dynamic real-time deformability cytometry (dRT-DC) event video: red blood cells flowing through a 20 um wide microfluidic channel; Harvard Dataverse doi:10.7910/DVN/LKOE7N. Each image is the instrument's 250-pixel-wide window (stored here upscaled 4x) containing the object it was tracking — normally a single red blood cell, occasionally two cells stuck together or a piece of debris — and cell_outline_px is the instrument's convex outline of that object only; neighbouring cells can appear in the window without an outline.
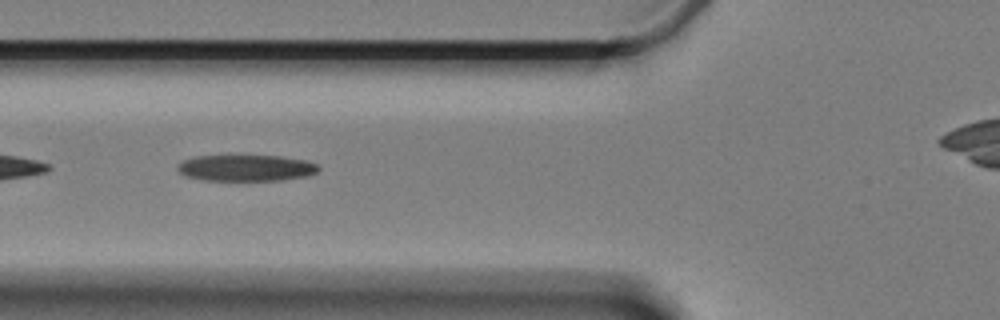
{"species": "Egyptian fruit bat (a non-hibernating species)", "species_latin": "Rousettus aegyptiacus", "temperature_condition": "cold", "stored_images_in_passage": 17, "camera_frame_rate_fps": 3000, "um_per_image_px": 0.085, "animal": {"sex": "female"}, "frame": {"image": 1, "passage_image": 8, "time_ms": 2.333, "image_size_px": [1000, 320], "cell_outline_px": [[320, 168], [316, 172], [308, 176], [284, 180], [204, 180], [184, 176], [176, 168], [184, 160], [196, 156], [280, 156], [304, 160], [316, 164]], "centroid_in_image_um": [20.92, 14.28], "position_along_channel_um": 104.9, "area_um2": 21.44}}
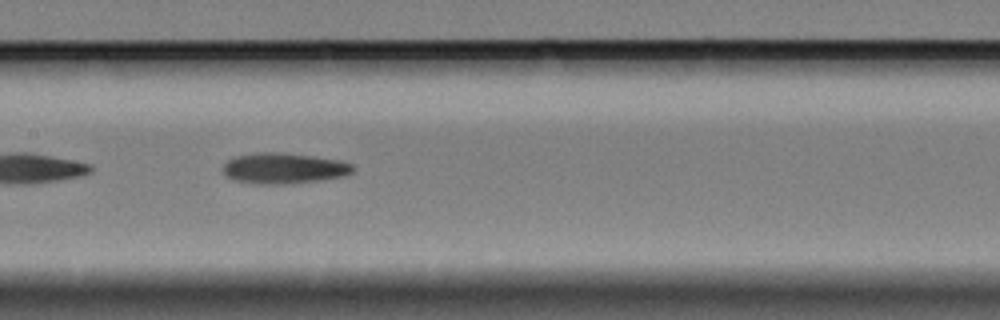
{"frame": {"image": 2, "passage_image": 15, "time_ms": 4.667, "image_size_px": [1000, 320], "cell_outline_px": [[356, 168], [348, 176], [324, 180], [292, 184], [252, 184], [236, 180], [228, 176], [220, 168], [232, 156], [256, 152], [280, 152], [312, 156], [340, 160], [352, 164]], "centroid_in_image_um": [24.15, 14.31], "position_along_channel_um": 183.3, "area_um2": 23.81}}